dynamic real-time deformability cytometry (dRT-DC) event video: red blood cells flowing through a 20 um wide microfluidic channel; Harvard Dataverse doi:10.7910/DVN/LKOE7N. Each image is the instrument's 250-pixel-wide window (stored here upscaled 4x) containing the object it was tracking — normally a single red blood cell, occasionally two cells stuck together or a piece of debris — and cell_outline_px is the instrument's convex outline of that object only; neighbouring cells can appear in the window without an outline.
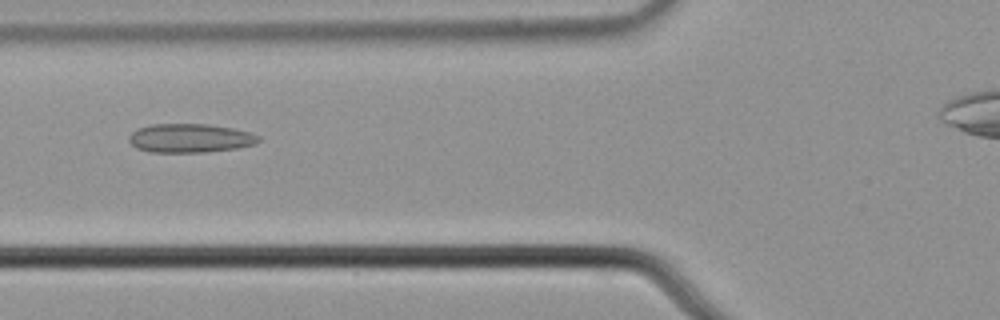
{"species": "common noctule bat (a hibernating species)", "species_latin": "Nyctalus noctula", "temperature_condition": "cold", "stored_images_in_passage": 4, "camera_frame_rate_fps": 3000, "um_per_image_px": 0.085, "animal": {"sex": "male", "body_mass_g": 21.5, "forearm_length_mm": 52.0}, "frame": {"image": 1, "passage_image": 2, "time_ms": 0.333, "image_size_px": [1000, 320], "cell_outline_px": [[260, 140], [256, 144], [236, 148], [208, 152], [148, 152], [136, 148], [128, 140], [128, 136], [136, 128], [152, 124], [208, 124], [232, 128], [248, 132], [260, 136]], "centroid_in_image_um": [16.13, 11.74], "position_along_channel_um": 109.7, "area_um2": 21.91}}
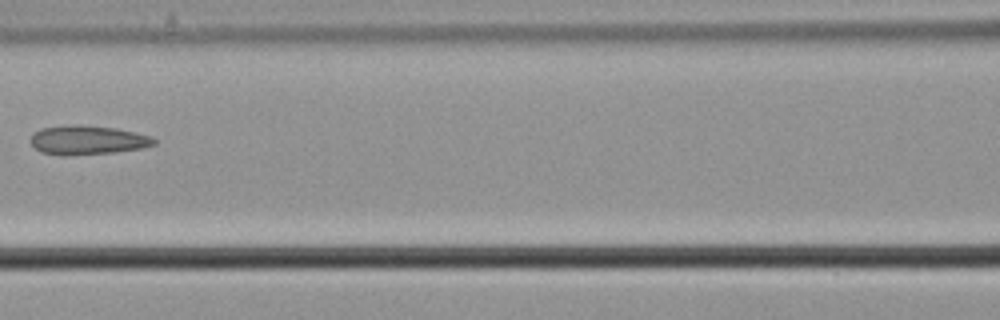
{"frame": {"image": 2, "passage_image": 3, "time_ms": 0.667, "image_size_px": [1000, 320], "cell_outline_px": [[156, 144], [140, 148], [112, 152], [40, 152], [28, 140], [40, 128], [64, 124], [80, 124], [116, 128], [136, 132], [152, 136], [156, 140]], "centroid_in_image_um": [7.48, 11.83], "position_along_channel_um": 159.1, "area_um2": 20.11}}
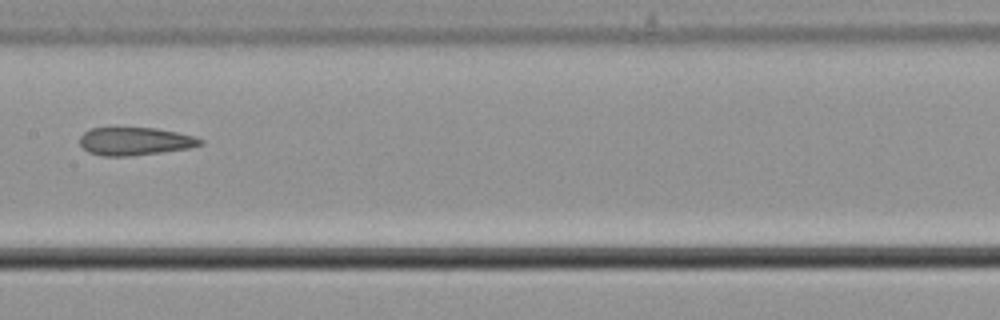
{"frame": {"image": 3, "passage_image": 4, "time_ms": 1.0, "image_size_px": [1000, 320], "cell_outline_px": [[204, 144], [192, 148], [132, 156], [100, 156], [88, 152], [80, 144], [80, 136], [84, 132], [92, 128], [156, 128], [196, 136], [204, 140]], "centroid_in_image_um": [11.52, 12.02], "position_along_channel_um": 195.9, "area_um2": 19.83}}